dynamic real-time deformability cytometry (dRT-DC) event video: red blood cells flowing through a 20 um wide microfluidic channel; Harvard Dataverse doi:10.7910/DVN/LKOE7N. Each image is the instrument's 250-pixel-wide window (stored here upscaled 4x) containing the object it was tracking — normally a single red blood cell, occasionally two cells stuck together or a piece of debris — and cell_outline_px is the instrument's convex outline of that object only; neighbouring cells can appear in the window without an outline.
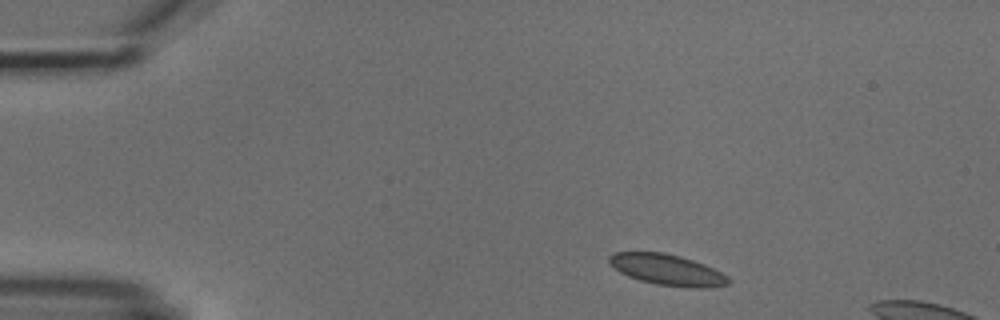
{"species": "common noctule bat (a hibernating species)", "species_latin": "Nyctalus noctula", "temperature_condition": "cold", "stored_images_in_passage": 5, "segment_of_instrument_passage": [2, 2], "camera_frame_rate_fps": 3000, "um_per_image_px": 0.085, "animal": {"sex": "male", "body_mass_g": 18.8}, "frame": {"image": 1, "passage_image": 5, "time_ms": 4.667, "image_size_px": [1000, 320], "cell_outline_px": [[732, 280], [728, 284], [712, 288], [692, 288], [656, 284], [640, 280], [628, 276], [620, 272], [608, 264], [608, 256], [616, 252], [664, 252], [680, 256], [704, 264], [728, 276]], "centroid_in_image_um": [56.72, 22.94], "position_along_channel_um": 28.3, "area_um2": 21.62}}